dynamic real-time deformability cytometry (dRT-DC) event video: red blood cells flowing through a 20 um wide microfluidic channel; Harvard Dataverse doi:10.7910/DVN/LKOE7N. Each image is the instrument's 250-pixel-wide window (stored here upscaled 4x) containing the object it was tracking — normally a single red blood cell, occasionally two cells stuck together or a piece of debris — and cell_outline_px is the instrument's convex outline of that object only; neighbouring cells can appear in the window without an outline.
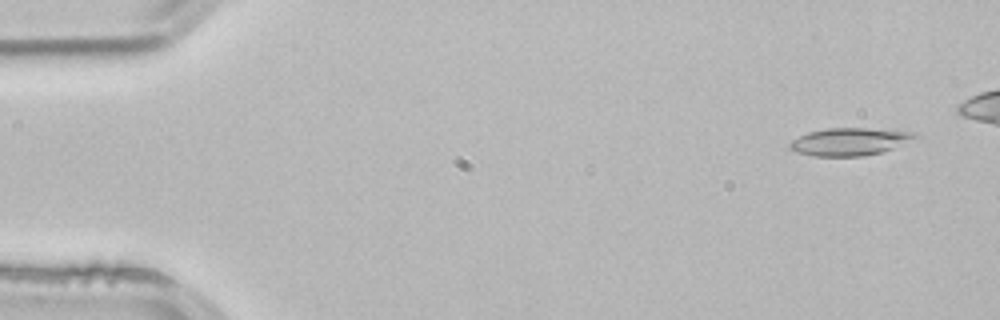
{"species": "common noctule bat (a hibernating species)", "species_latin": "Nyctalus noctula", "temperature_condition": "room temperature", "stored_images_in_passage": 3, "camera_frame_rate_fps": 3000, "um_per_image_px": 0.085, "animal": {"sex": "male", "body_mass_g": 21.5, "forearm_length_mm": 52.0}, "frame": {"image": 1, "passage_image": 1, "time_ms": 0.0, "image_size_px": [1000, 320], "cell_outline_px": [[920, 136], [892, 148], [880, 152], [864, 156], [816, 156], [796, 152], [788, 148], [788, 144], [792, 140], [808, 132], [828, 128], [868, 128], [916, 132]], "centroid_in_image_um": [72.2, 12.03], "position_along_channel_um": 12.8, "area_um2": 20.0}}